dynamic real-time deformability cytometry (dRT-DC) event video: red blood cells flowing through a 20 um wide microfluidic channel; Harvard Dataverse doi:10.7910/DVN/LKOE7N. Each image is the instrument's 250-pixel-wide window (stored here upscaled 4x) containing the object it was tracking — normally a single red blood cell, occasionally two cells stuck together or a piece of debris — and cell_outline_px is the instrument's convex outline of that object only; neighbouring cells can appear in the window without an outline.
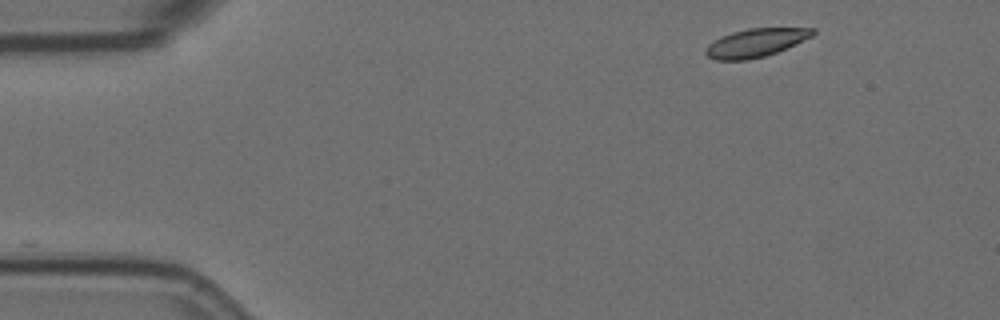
{"species": "Egyptian fruit bat (a non-hibernating species)", "species_latin": "Rousettus aegyptiacus", "temperature_condition": "room temperature", "stored_images_in_passage": 5, "camera_frame_rate_fps": 3000, "um_per_image_px": 0.085, "animal": {"sex": "female"}, "frame": {"image": 1, "passage_image": 1, "time_ms": 0.0, "image_size_px": [1000, 320], "cell_outline_px": [[816, 32], [812, 36], [776, 52], [764, 56], [748, 60], [716, 60], [708, 56], [704, 52], [704, 48], [708, 44], [720, 36], [732, 32], [748, 28], [816, 28]], "centroid_in_image_um": [64.19, 3.63], "position_along_channel_um": 20.8, "area_um2": 17.63}}